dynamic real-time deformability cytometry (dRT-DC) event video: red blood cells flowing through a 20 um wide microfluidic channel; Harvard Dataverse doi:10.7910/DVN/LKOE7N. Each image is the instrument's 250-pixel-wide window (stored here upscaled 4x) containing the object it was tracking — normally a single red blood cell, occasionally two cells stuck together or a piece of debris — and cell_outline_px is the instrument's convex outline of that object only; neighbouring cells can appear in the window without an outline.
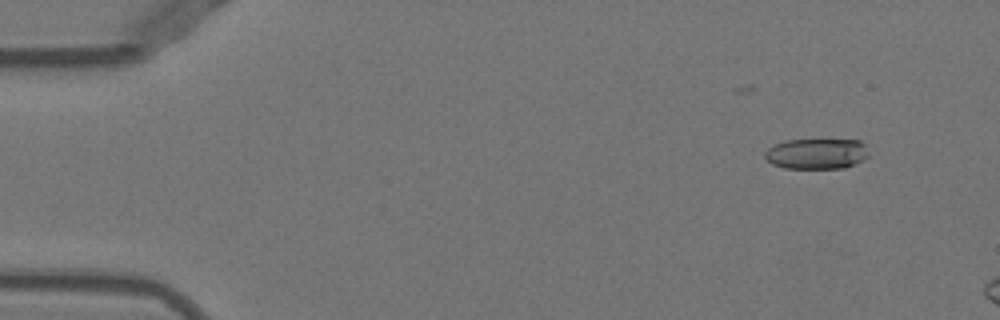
{"species": "Egyptian fruit bat (a non-hibernating species)", "species_latin": "Rousettus aegyptiacus", "temperature_condition": "warm", "stored_images_in_passage": 10, "camera_frame_rate_fps": 3000, "um_per_image_px": 0.085, "animal": {"sex": "female"}, "frame": {"image": 1, "passage_image": 4, "time_ms": 1.0, "image_size_px": [1000, 320], "cell_outline_px": [[868, 156], [864, 160], [844, 168], [784, 168], [772, 164], [764, 156], [764, 152], [768, 148], [784, 140], [860, 140], [864, 144]], "centroid_in_image_um": [69.4, 13.07], "position_along_channel_um": 15.6, "area_um2": 18.44}}